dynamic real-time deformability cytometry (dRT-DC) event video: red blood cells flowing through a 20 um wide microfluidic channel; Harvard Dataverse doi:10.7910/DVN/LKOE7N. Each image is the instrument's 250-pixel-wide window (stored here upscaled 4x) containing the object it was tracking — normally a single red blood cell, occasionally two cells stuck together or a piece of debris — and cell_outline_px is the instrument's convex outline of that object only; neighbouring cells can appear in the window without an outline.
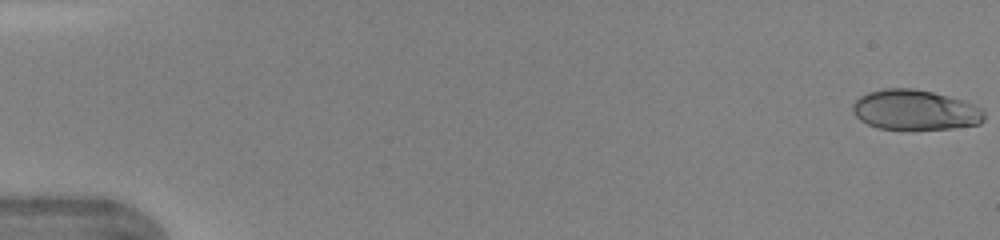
{"species": "human", "species_latin": "Homo sapiens", "temperature_condition": "warm", "stored_images_in_passage": 45, "camera_frame_rate_fps": 3000, "um_per_image_px": 0.085, "donor": {"sex": "female"}, "frame": {"image": 1, "passage_image": 1, "time_ms": 0.0, "image_size_px": [1000, 240], "cell_outline_px": [[984, 120], [980, 124], [952, 128], [912, 132], [876, 128], [860, 120], [852, 112], [852, 104], [860, 96], [868, 92], [884, 88], [912, 88], [932, 92], [964, 100], [980, 108], [984, 112]], "centroid_in_image_um": [77.76, 9.39], "position_along_channel_um": 7.2, "area_um2": 31.62}}
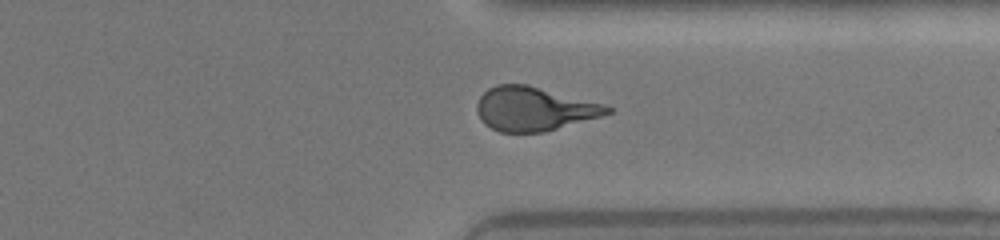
{"frame": {"image": 2, "passage_image": 35, "time_ms": 11.333, "image_size_px": [1000, 240], "cell_outline_px": [[612, 112], [600, 116], [544, 132], [500, 132], [484, 124], [480, 120], [476, 112], [476, 104], [480, 96], [488, 88], [496, 84], [528, 84], [604, 104], [612, 108]], "centroid_in_image_um": [45.34, 9.24], "position_along_channel_um": 366.1, "area_um2": 33.35}}
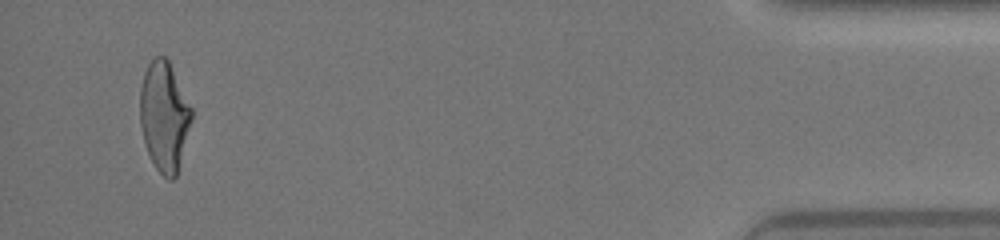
{"frame": {"image": 3, "passage_image": 43, "time_ms": 14.0, "image_size_px": [1000, 240], "cell_outline_px": [[192, 120], [176, 176], [172, 180], [168, 180], [156, 168], [148, 152], [144, 140], [140, 124], [140, 88], [144, 72], [152, 56], [164, 56], [168, 60], [192, 108]], "centroid_in_image_um": [13.95, 9.86], "position_along_channel_um": 421.2, "area_um2": 32.71}}